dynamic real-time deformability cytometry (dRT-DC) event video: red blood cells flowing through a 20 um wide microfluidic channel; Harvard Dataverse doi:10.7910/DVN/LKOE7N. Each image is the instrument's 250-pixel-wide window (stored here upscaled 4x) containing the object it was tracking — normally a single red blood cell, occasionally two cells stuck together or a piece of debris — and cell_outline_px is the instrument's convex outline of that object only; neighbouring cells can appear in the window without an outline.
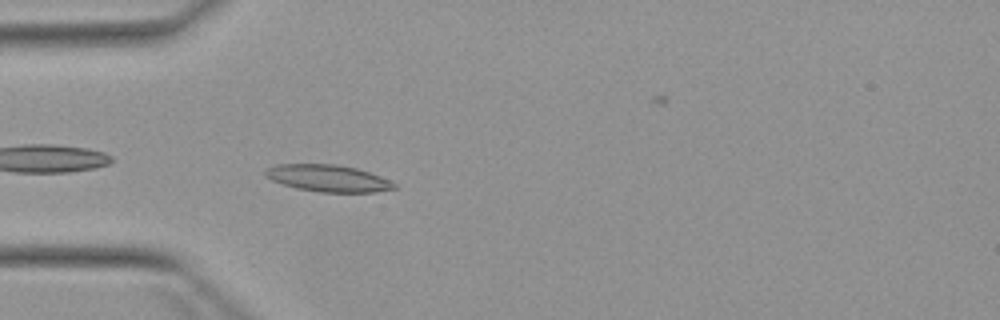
{"species": "Egyptian fruit bat (a non-hibernating species)", "species_latin": "Rousettus aegyptiacus", "temperature_condition": "warm", "stored_images_in_passage": 4, "camera_frame_rate_fps": 3000, "um_per_image_px": 0.085, "animal": {"sex": "female"}, "frame": {"image": 1, "passage_image": 4, "time_ms": 4.667, "image_size_px": [1000, 320], "cell_outline_px": [[396, 188], [376, 192], [320, 192], [296, 188], [272, 180], [264, 176], [264, 168], [276, 164], [336, 164], [356, 168], [380, 176], [396, 184]], "centroid_in_image_um": [27.84, 15.14], "position_along_channel_um": 57.2, "area_um2": 20.17}}